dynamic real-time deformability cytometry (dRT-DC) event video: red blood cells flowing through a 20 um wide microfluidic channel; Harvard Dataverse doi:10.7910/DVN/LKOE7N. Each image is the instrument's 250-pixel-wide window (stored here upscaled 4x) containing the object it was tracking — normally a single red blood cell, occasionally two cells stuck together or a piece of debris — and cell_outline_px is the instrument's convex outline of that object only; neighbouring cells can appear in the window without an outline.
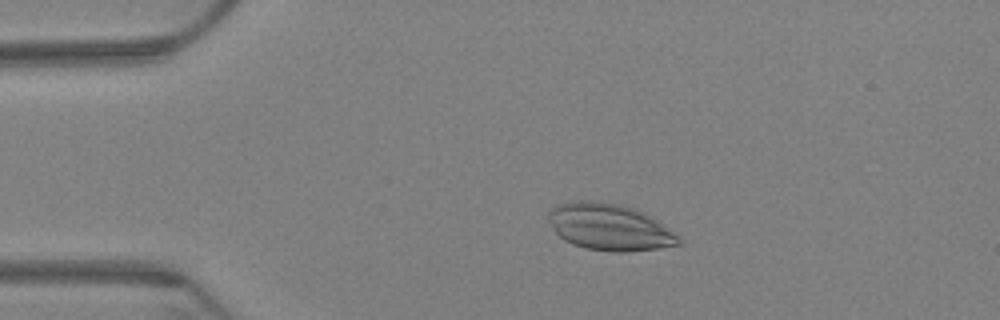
{"species": "Egyptian fruit bat (a non-hibernating species)", "species_latin": "Rousettus aegyptiacus", "temperature_condition": "warm", "stored_images_in_passage": 58, "camera_frame_rate_fps": 3000, "um_per_image_px": 0.085, "animal": {"sex": "female"}, "frame": {"image": 1, "passage_image": 12, "time_ms": 3.667, "image_size_px": [1000, 320], "cell_outline_px": [[684, 244], [660, 248], [624, 252], [612, 252], [588, 248], [572, 244], [564, 240], [556, 232], [548, 220], [548, 212], [552, 208], [560, 204], [572, 200], [600, 200], [620, 204], [636, 208], [644, 212], [680, 236], [684, 240]], "centroid_in_image_um": [51.84, 19.29], "position_along_channel_um": 33.2, "area_um2": 35.78}}
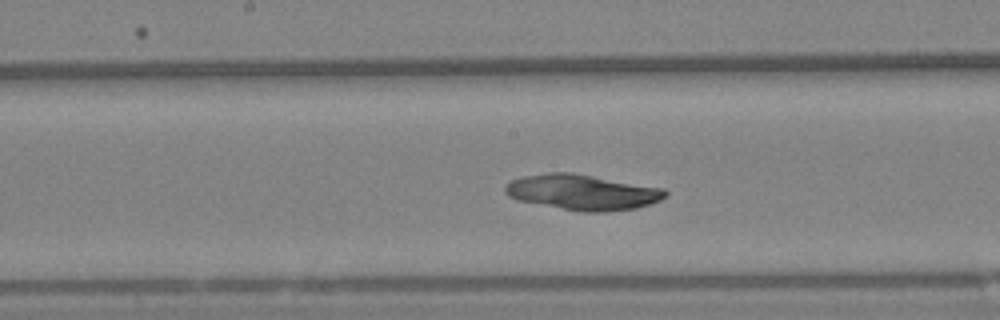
{"frame": {"image": 2, "passage_image": 32, "time_ms": 10.333, "image_size_px": [1000, 320], "cell_outline_px": [[668, 196], [660, 200], [636, 208], [608, 212], [580, 212], [520, 200], [508, 196], [504, 192], [504, 184], [512, 180], [524, 176], [548, 172], [572, 172], [664, 188], [668, 192]], "centroid_in_image_um": [49.52, 16.33], "position_along_channel_um": 198.7, "area_um2": 33.18}}
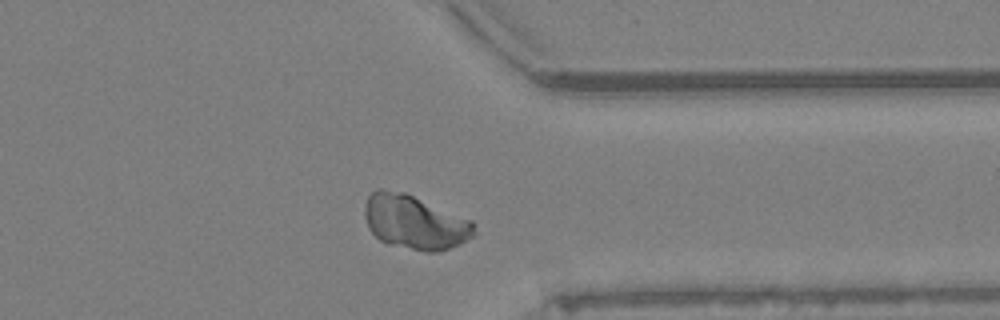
{"frame": {"image": 3, "passage_image": 49, "time_ms": 16.0, "image_size_px": [1000, 320], "cell_outline_px": [[476, 236], [460, 244], [440, 252], [424, 252], [388, 244], [380, 240], [368, 228], [364, 216], [364, 204], [368, 196], [372, 192], [380, 188], [404, 192], [472, 220], [476, 224]], "centroid_in_image_um": [35.28, 18.9], "position_along_channel_um": 376.1, "area_um2": 34.97}}